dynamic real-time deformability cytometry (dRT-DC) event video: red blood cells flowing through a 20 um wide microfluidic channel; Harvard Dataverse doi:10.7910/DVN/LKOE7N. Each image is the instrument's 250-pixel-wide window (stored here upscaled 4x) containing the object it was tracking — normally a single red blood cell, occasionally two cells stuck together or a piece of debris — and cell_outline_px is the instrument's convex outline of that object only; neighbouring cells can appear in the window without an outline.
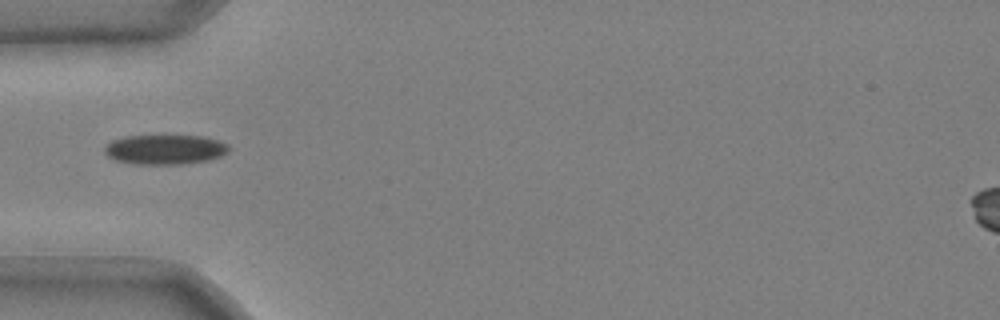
{"species": "common noctule bat (a hibernating species)", "species_latin": "Nyctalus noctula", "temperature_condition": "cold", "stored_images_in_passage": 30, "camera_frame_rate_fps": 3000, "um_per_image_px": 0.085, "animal": {"sex": "male", "body_mass_g": 20.4}, "frame": {"image": 1, "passage_image": 1, "time_ms": 0.0, "image_size_px": [1000, 320], "cell_outline_px": [[232, 148], [228, 152], [220, 156], [208, 160], [180, 164], [136, 164], [116, 160], [108, 156], [104, 152], [104, 148], [112, 140], [124, 136], [204, 136], [220, 140], [228, 144]], "centroid_in_image_um": [14.06, 12.7], "position_along_channel_um": 70.9, "area_um2": 21.56}}
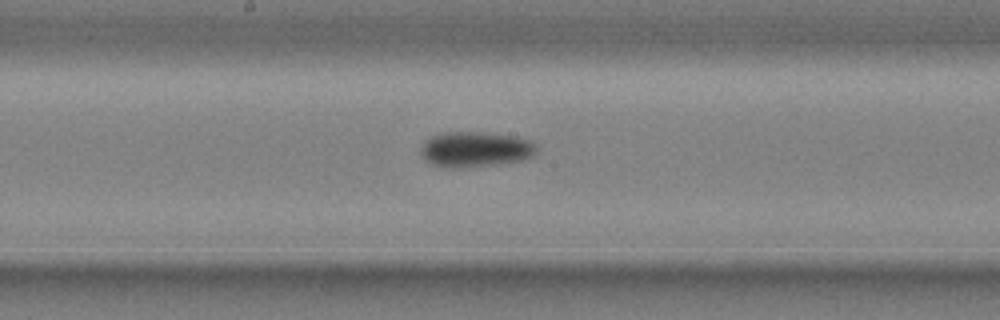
{"frame": {"image": 2, "passage_image": 12, "time_ms": 3.667, "image_size_px": [1000, 320], "cell_outline_px": [[536, 152], [532, 156], [524, 160], [500, 164], [464, 168], [448, 168], [432, 164], [424, 160], [420, 152], [420, 148], [424, 140], [432, 136], [448, 132], [480, 132], [512, 136], [528, 140], [536, 144]], "centroid_in_image_um": [40.37, 12.71], "position_along_channel_um": 207.8, "area_um2": 24.04}}
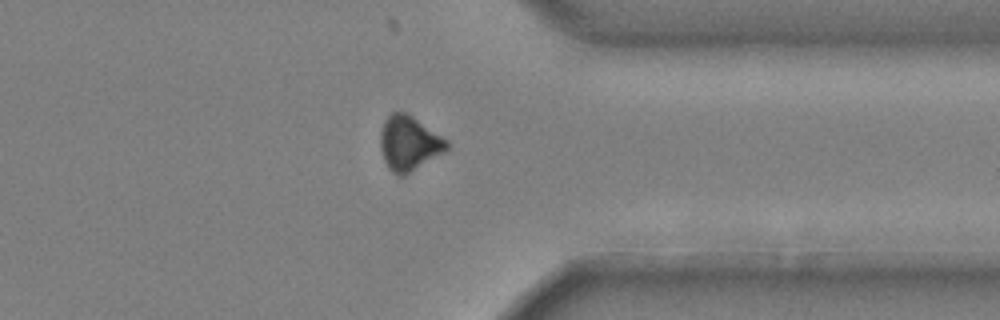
{"frame": {"image": 3, "passage_image": 26, "time_ms": 8.333, "image_size_px": [1000, 320], "cell_outline_px": [[448, 148], [444, 152], [404, 176], [396, 176], [388, 168], [384, 160], [380, 148], [380, 132], [384, 120], [392, 112], [404, 112], [412, 116], [448, 140]], "centroid_in_image_um": [34.74, 12.19], "position_along_channel_um": 376.7, "area_um2": 21.1}, "authors_computed_cell_mechanics": {"area_um2": 22.5131, "velocity_mm_per_s": 3.7261, "shape_relaxation_time_tau1_ms": 2.9667, "shape_relaxation_time_tau2_ms": null, "deformation_change_tau1": 0.0996, "deformation_change_tau2": null}}